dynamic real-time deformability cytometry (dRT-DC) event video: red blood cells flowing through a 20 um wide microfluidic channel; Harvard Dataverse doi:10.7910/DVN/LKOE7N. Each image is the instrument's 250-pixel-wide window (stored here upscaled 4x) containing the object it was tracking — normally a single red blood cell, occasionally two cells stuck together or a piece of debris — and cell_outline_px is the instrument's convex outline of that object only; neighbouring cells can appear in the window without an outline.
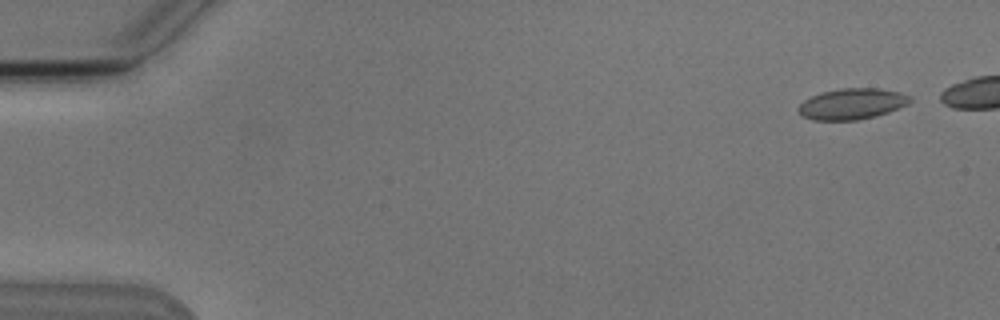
{"species": "Egyptian fruit bat (a non-hibernating species)", "species_latin": "Rousettus aegyptiacus", "temperature_condition": "cold", "stored_images_in_passage": 5, "camera_frame_rate_fps": 3000, "um_per_image_px": 0.085, "animal": {"sex": "male"}, "frame": {"image": 1, "passage_image": 1, "time_ms": 0.0, "image_size_px": [1000, 320], "cell_outline_px": [[912, 100], [908, 104], [888, 112], [876, 116], [856, 120], [812, 120], [804, 116], [796, 108], [804, 100], [820, 92], [840, 88], [876, 88], [900, 92], [912, 96]], "centroid_in_image_um": [72.43, 8.82], "position_along_channel_um": 12.6, "area_um2": 20.17}}